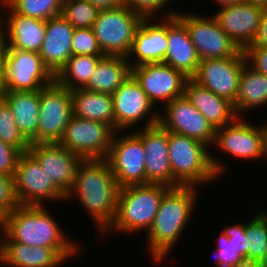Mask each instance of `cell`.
Segmentation results:
<instances>
[{
    "mask_svg": "<svg viewBox=\"0 0 267 267\" xmlns=\"http://www.w3.org/2000/svg\"><path fill=\"white\" fill-rule=\"evenodd\" d=\"M46 206L18 205L5 216L4 233L15 242L55 249L65 260L79 254L78 242L63 232Z\"/></svg>",
    "mask_w": 267,
    "mask_h": 267,
    "instance_id": "7a4b0ae2",
    "label": "cell"
},
{
    "mask_svg": "<svg viewBox=\"0 0 267 267\" xmlns=\"http://www.w3.org/2000/svg\"><path fill=\"white\" fill-rule=\"evenodd\" d=\"M167 39L163 63L192 78L201 60L185 24L176 15L167 17Z\"/></svg>",
    "mask_w": 267,
    "mask_h": 267,
    "instance_id": "603a6c76",
    "label": "cell"
},
{
    "mask_svg": "<svg viewBox=\"0 0 267 267\" xmlns=\"http://www.w3.org/2000/svg\"><path fill=\"white\" fill-rule=\"evenodd\" d=\"M1 1H3L0 3L3 4L2 9H6L4 15H8L5 18L2 15L4 11L0 14V37L6 44V49L39 53L45 39L46 21L21 15L15 12L4 0Z\"/></svg>",
    "mask_w": 267,
    "mask_h": 267,
    "instance_id": "ac0fdd59",
    "label": "cell"
},
{
    "mask_svg": "<svg viewBox=\"0 0 267 267\" xmlns=\"http://www.w3.org/2000/svg\"><path fill=\"white\" fill-rule=\"evenodd\" d=\"M163 107L164 114L159 113L158 123L164 129L213 146L216 130L185 96L176 98Z\"/></svg>",
    "mask_w": 267,
    "mask_h": 267,
    "instance_id": "2e32d148",
    "label": "cell"
},
{
    "mask_svg": "<svg viewBox=\"0 0 267 267\" xmlns=\"http://www.w3.org/2000/svg\"><path fill=\"white\" fill-rule=\"evenodd\" d=\"M0 239V264L8 267H59L66 260L53 248L28 246L12 241L5 233Z\"/></svg>",
    "mask_w": 267,
    "mask_h": 267,
    "instance_id": "d4e9b609",
    "label": "cell"
},
{
    "mask_svg": "<svg viewBox=\"0 0 267 267\" xmlns=\"http://www.w3.org/2000/svg\"><path fill=\"white\" fill-rule=\"evenodd\" d=\"M267 105V76L247 63L239 79L238 94L233 106L238 117L249 110Z\"/></svg>",
    "mask_w": 267,
    "mask_h": 267,
    "instance_id": "f546056e",
    "label": "cell"
},
{
    "mask_svg": "<svg viewBox=\"0 0 267 267\" xmlns=\"http://www.w3.org/2000/svg\"><path fill=\"white\" fill-rule=\"evenodd\" d=\"M263 10L259 5L243 1L221 7L213 17L238 48L244 50L258 35Z\"/></svg>",
    "mask_w": 267,
    "mask_h": 267,
    "instance_id": "d6986e66",
    "label": "cell"
},
{
    "mask_svg": "<svg viewBox=\"0 0 267 267\" xmlns=\"http://www.w3.org/2000/svg\"><path fill=\"white\" fill-rule=\"evenodd\" d=\"M247 263L254 267L267 252V212L260 210L245 223Z\"/></svg>",
    "mask_w": 267,
    "mask_h": 267,
    "instance_id": "1f68e13d",
    "label": "cell"
},
{
    "mask_svg": "<svg viewBox=\"0 0 267 267\" xmlns=\"http://www.w3.org/2000/svg\"><path fill=\"white\" fill-rule=\"evenodd\" d=\"M112 97L115 131H120L119 133L129 131L128 128L132 129V125L139 124V121L141 122L144 118L145 126L143 127L158 123L160 110L157 111L154 108L156 106L150 102L147 94L132 75L112 94Z\"/></svg>",
    "mask_w": 267,
    "mask_h": 267,
    "instance_id": "8fae6325",
    "label": "cell"
},
{
    "mask_svg": "<svg viewBox=\"0 0 267 267\" xmlns=\"http://www.w3.org/2000/svg\"><path fill=\"white\" fill-rule=\"evenodd\" d=\"M254 267H267V252Z\"/></svg>",
    "mask_w": 267,
    "mask_h": 267,
    "instance_id": "681fc988",
    "label": "cell"
},
{
    "mask_svg": "<svg viewBox=\"0 0 267 267\" xmlns=\"http://www.w3.org/2000/svg\"><path fill=\"white\" fill-rule=\"evenodd\" d=\"M7 49L2 37H0V96L5 92V66Z\"/></svg>",
    "mask_w": 267,
    "mask_h": 267,
    "instance_id": "ee69618b",
    "label": "cell"
},
{
    "mask_svg": "<svg viewBox=\"0 0 267 267\" xmlns=\"http://www.w3.org/2000/svg\"><path fill=\"white\" fill-rule=\"evenodd\" d=\"M28 152L66 196L73 186L82 158L58 143H32Z\"/></svg>",
    "mask_w": 267,
    "mask_h": 267,
    "instance_id": "ffe728a7",
    "label": "cell"
},
{
    "mask_svg": "<svg viewBox=\"0 0 267 267\" xmlns=\"http://www.w3.org/2000/svg\"><path fill=\"white\" fill-rule=\"evenodd\" d=\"M176 16L185 24L200 60L234 57L241 51L213 15L206 19L201 15L178 12Z\"/></svg>",
    "mask_w": 267,
    "mask_h": 267,
    "instance_id": "7c38bea8",
    "label": "cell"
},
{
    "mask_svg": "<svg viewBox=\"0 0 267 267\" xmlns=\"http://www.w3.org/2000/svg\"><path fill=\"white\" fill-rule=\"evenodd\" d=\"M0 233H4L5 231V215L0 211Z\"/></svg>",
    "mask_w": 267,
    "mask_h": 267,
    "instance_id": "f907efd6",
    "label": "cell"
},
{
    "mask_svg": "<svg viewBox=\"0 0 267 267\" xmlns=\"http://www.w3.org/2000/svg\"><path fill=\"white\" fill-rule=\"evenodd\" d=\"M0 140L18 148L22 153L28 152L30 142L18 129L7 102L0 96Z\"/></svg>",
    "mask_w": 267,
    "mask_h": 267,
    "instance_id": "e575fe53",
    "label": "cell"
},
{
    "mask_svg": "<svg viewBox=\"0 0 267 267\" xmlns=\"http://www.w3.org/2000/svg\"><path fill=\"white\" fill-rule=\"evenodd\" d=\"M264 157L267 159V125L264 124V135H263V155L262 158Z\"/></svg>",
    "mask_w": 267,
    "mask_h": 267,
    "instance_id": "bcb514c9",
    "label": "cell"
},
{
    "mask_svg": "<svg viewBox=\"0 0 267 267\" xmlns=\"http://www.w3.org/2000/svg\"><path fill=\"white\" fill-rule=\"evenodd\" d=\"M143 19L125 4L114 9L100 10L92 30L104 56L127 58L136 30Z\"/></svg>",
    "mask_w": 267,
    "mask_h": 267,
    "instance_id": "8992f818",
    "label": "cell"
},
{
    "mask_svg": "<svg viewBox=\"0 0 267 267\" xmlns=\"http://www.w3.org/2000/svg\"><path fill=\"white\" fill-rule=\"evenodd\" d=\"M246 63L243 50L234 57L203 59L192 79L234 104L238 94L240 75Z\"/></svg>",
    "mask_w": 267,
    "mask_h": 267,
    "instance_id": "5bb4252c",
    "label": "cell"
},
{
    "mask_svg": "<svg viewBox=\"0 0 267 267\" xmlns=\"http://www.w3.org/2000/svg\"><path fill=\"white\" fill-rule=\"evenodd\" d=\"M104 56L71 55L66 65L55 76V81L72 91L83 89Z\"/></svg>",
    "mask_w": 267,
    "mask_h": 267,
    "instance_id": "4dcf8cb0",
    "label": "cell"
},
{
    "mask_svg": "<svg viewBox=\"0 0 267 267\" xmlns=\"http://www.w3.org/2000/svg\"><path fill=\"white\" fill-rule=\"evenodd\" d=\"M54 81L38 52L7 49L5 91H38Z\"/></svg>",
    "mask_w": 267,
    "mask_h": 267,
    "instance_id": "4fadbf2b",
    "label": "cell"
},
{
    "mask_svg": "<svg viewBox=\"0 0 267 267\" xmlns=\"http://www.w3.org/2000/svg\"><path fill=\"white\" fill-rule=\"evenodd\" d=\"M267 48V7L264 8L261 16V23L258 35L252 45Z\"/></svg>",
    "mask_w": 267,
    "mask_h": 267,
    "instance_id": "7bdbcfd3",
    "label": "cell"
},
{
    "mask_svg": "<svg viewBox=\"0 0 267 267\" xmlns=\"http://www.w3.org/2000/svg\"><path fill=\"white\" fill-rule=\"evenodd\" d=\"M123 2L132 11L141 15L143 18H154V21L155 18H159L157 15L162 11L165 13L160 16L161 18L162 16L163 18L174 16L178 13L177 10L175 11L173 9H170V11L167 12L165 11V6H167L169 4L168 2H171V0H123Z\"/></svg>",
    "mask_w": 267,
    "mask_h": 267,
    "instance_id": "74e56055",
    "label": "cell"
},
{
    "mask_svg": "<svg viewBox=\"0 0 267 267\" xmlns=\"http://www.w3.org/2000/svg\"><path fill=\"white\" fill-rule=\"evenodd\" d=\"M245 1L252 3L254 5H259L263 8L267 7V0H245Z\"/></svg>",
    "mask_w": 267,
    "mask_h": 267,
    "instance_id": "c3c4849f",
    "label": "cell"
},
{
    "mask_svg": "<svg viewBox=\"0 0 267 267\" xmlns=\"http://www.w3.org/2000/svg\"><path fill=\"white\" fill-rule=\"evenodd\" d=\"M73 115L110 125L115 130L113 97L86 89L71 91Z\"/></svg>",
    "mask_w": 267,
    "mask_h": 267,
    "instance_id": "83f0119b",
    "label": "cell"
},
{
    "mask_svg": "<svg viewBox=\"0 0 267 267\" xmlns=\"http://www.w3.org/2000/svg\"><path fill=\"white\" fill-rule=\"evenodd\" d=\"M74 27L61 16L46 21L45 39L40 48V56L45 66L56 76L72 55Z\"/></svg>",
    "mask_w": 267,
    "mask_h": 267,
    "instance_id": "cb8c5ba5",
    "label": "cell"
},
{
    "mask_svg": "<svg viewBox=\"0 0 267 267\" xmlns=\"http://www.w3.org/2000/svg\"><path fill=\"white\" fill-rule=\"evenodd\" d=\"M221 7L243 2L245 0H215Z\"/></svg>",
    "mask_w": 267,
    "mask_h": 267,
    "instance_id": "7dc6e473",
    "label": "cell"
},
{
    "mask_svg": "<svg viewBox=\"0 0 267 267\" xmlns=\"http://www.w3.org/2000/svg\"><path fill=\"white\" fill-rule=\"evenodd\" d=\"M237 117L232 123L216 129L212 147L229 156L246 160L261 159L263 155L264 123L256 127Z\"/></svg>",
    "mask_w": 267,
    "mask_h": 267,
    "instance_id": "e0dca14e",
    "label": "cell"
},
{
    "mask_svg": "<svg viewBox=\"0 0 267 267\" xmlns=\"http://www.w3.org/2000/svg\"><path fill=\"white\" fill-rule=\"evenodd\" d=\"M153 19L144 18L136 30L131 50L127 56L131 67L163 63L164 61L168 47L167 17L159 19L162 22H158V19L157 22H153ZM132 56L135 58L134 62L130 59Z\"/></svg>",
    "mask_w": 267,
    "mask_h": 267,
    "instance_id": "7402d4cb",
    "label": "cell"
},
{
    "mask_svg": "<svg viewBox=\"0 0 267 267\" xmlns=\"http://www.w3.org/2000/svg\"><path fill=\"white\" fill-rule=\"evenodd\" d=\"M115 132L106 161L118 186L147 184L145 150L141 136L134 130L117 136ZM117 136V137H116ZM121 137V138H120Z\"/></svg>",
    "mask_w": 267,
    "mask_h": 267,
    "instance_id": "ba28073f",
    "label": "cell"
},
{
    "mask_svg": "<svg viewBox=\"0 0 267 267\" xmlns=\"http://www.w3.org/2000/svg\"><path fill=\"white\" fill-rule=\"evenodd\" d=\"M243 52L247 64L257 72L267 76V48L248 46Z\"/></svg>",
    "mask_w": 267,
    "mask_h": 267,
    "instance_id": "60d3db41",
    "label": "cell"
},
{
    "mask_svg": "<svg viewBox=\"0 0 267 267\" xmlns=\"http://www.w3.org/2000/svg\"><path fill=\"white\" fill-rule=\"evenodd\" d=\"M15 12L47 21L60 16L63 0H4Z\"/></svg>",
    "mask_w": 267,
    "mask_h": 267,
    "instance_id": "d6a6232c",
    "label": "cell"
},
{
    "mask_svg": "<svg viewBox=\"0 0 267 267\" xmlns=\"http://www.w3.org/2000/svg\"><path fill=\"white\" fill-rule=\"evenodd\" d=\"M170 187L163 184H139L121 187L118 193L116 215L102 234L118 231L127 234L151 228L161 199ZM109 231V232H108ZM129 232V233H128Z\"/></svg>",
    "mask_w": 267,
    "mask_h": 267,
    "instance_id": "5b68a950",
    "label": "cell"
},
{
    "mask_svg": "<svg viewBox=\"0 0 267 267\" xmlns=\"http://www.w3.org/2000/svg\"><path fill=\"white\" fill-rule=\"evenodd\" d=\"M21 154L18 148L0 140V173L13 177Z\"/></svg>",
    "mask_w": 267,
    "mask_h": 267,
    "instance_id": "f35d334b",
    "label": "cell"
},
{
    "mask_svg": "<svg viewBox=\"0 0 267 267\" xmlns=\"http://www.w3.org/2000/svg\"><path fill=\"white\" fill-rule=\"evenodd\" d=\"M115 132L106 123L73 115L58 144L82 159H103L108 155Z\"/></svg>",
    "mask_w": 267,
    "mask_h": 267,
    "instance_id": "30bf717a",
    "label": "cell"
},
{
    "mask_svg": "<svg viewBox=\"0 0 267 267\" xmlns=\"http://www.w3.org/2000/svg\"><path fill=\"white\" fill-rule=\"evenodd\" d=\"M1 97L7 102L14 120L23 136L32 143H37V128L40 109V90L5 91Z\"/></svg>",
    "mask_w": 267,
    "mask_h": 267,
    "instance_id": "4316f807",
    "label": "cell"
},
{
    "mask_svg": "<svg viewBox=\"0 0 267 267\" xmlns=\"http://www.w3.org/2000/svg\"><path fill=\"white\" fill-rule=\"evenodd\" d=\"M131 75L147 94L155 106L158 101L164 106L184 96L185 85L189 77L164 63L143 64L131 67Z\"/></svg>",
    "mask_w": 267,
    "mask_h": 267,
    "instance_id": "9a60e30c",
    "label": "cell"
},
{
    "mask_svg": "<svg viewBox=\"0 0 267 267\" xmlns=\"http://www.w3.org/2000/svg\"><path fill=\"white\" fill-rule=\"evenodd\" d=\"M208 145L182 134L168 131V154L173 187L200 186L217 180L225 164L211 154Z\"/></svg>",
    "mask_w": 267,
    "mask_h": 267,
    "instance_id": "277c9868",
    "label": "cell"
},
{
    "mask_svg": "<svg viewBox=\"0 0 267 267\" xmlns=\"http://www.w3.org/2000/svg\"><path fill=\"white\" fill-rule=\"evenodd\" d=\"M184 96L215 130L232 123L238 117L232 102L214 94L192 78L186 82Z\"/></svg>",
    "mask_w": 267,
    "mask_h": 267,
    "instance_id": "484cf974",
    "label": "cell"
},
{
    "mask_svg": "<svg viewBox=\"0 0 267 267\" xmlns=\"http://www.w3.org/2000/svg\"><path fill=\"white\" fill-rule=\"evenodd\" d=\"M231 242L241 249V255L245 258L247 262V238L245 232V224L237 223L234 226H227L222 230Z\"/></svg>",
    "mask_w": 267,
    "mask_h": 267,
    "instance_id": "b9f144b4",
    "label": "cell"
},
{
    "mask_svg": "<svg viewBox=\"0 0 267 267\" xmlns=\"http://www.w3.org/2000/svg\"><path fill=\"white\" fill-rule=\"evenodd\" d=\"M13 185L18 205L45 206L43 203L50 199L66 200L65 195L55 186L45 169H42L29 152H24L19 157Z\"/></svg>",
    "mask_w": 267,
    "mask_h": 267,
    "instance_id": "52a82bcc",
    "label": "cell"
},
{
    "mask_svg": "<svg viewBox=\"0 0 267 267\" xmlns=\"http://www.w3.org/2000/svg\"><path fill=\"white\" fill-rule=\"evenodd\" d=\"M99 11L88 1L63 0L60 16L74 28H92Z\"/></svg>",
    "mask_w": 267,
    "mask_h": 267,
    "instance_id": "836d02e7",
    "label": "cell"
},
{
    "mask_svg": "<svg viewBox=\"0 0 267 267\" xmlns=\"http://www.w3.org/2000/svg\"><path fill=\"white\" fill-rule=\"evenodd\" d=\"M73 116L71 91L56 81L40 90L37 143H58Z\"/></svg>",
    "mask_w": 267,
    "mask_h": 267,
    "instance_id": "9c48e42d",
    "label": "cell"
},
{
    "mask_svg": "<svg viewBox=\"0 0 267 267\" xmlns=\"http://www.w3.org/2000/svg\"><path fill=\"white\" fill-rule=\"evenodd\" d=\"M88 1L99 10L114 9L124 4L123 0H83Z\"/></svg>",
    "mask_w": 267,
    "mask_h": 267,
    "instance_id": "f6af8a7d",
    "label": "cell"
},
{
    "mask_svg": "<svg viewBox=\"0 0 267 267\" xmlns=\"http://www.w3.org/2000/svg\"><path fill=\"white\" fill-rule=\"evenodd\" d=\"M142 138L145 150L147 184L173 187V174L168 154V131L159 123L135 130Z\"/></svg>",
    "mask_w": 267,
    "mask_h": 267,
    "instance_id": "44dd1931",
    "label": "cell"
},
{
    "mask_svg": "<svg viewBox=\"0 0 267 267\" xmlns=\"http://www.w3.org/2000/svg\"><path fill=\"white\" fill-rule=\"evenodd\" d=\"M17 206L13 177L0 173V211L6 216Z\"/></svg>",
    "mask_w": 267,
    "mask_h": 267,
    "instance_id": "ab89813d",
    "label": "cell"
},
{
    "mask_svg": "<svg viewBox=\"0 0 267 267\" xmlns=\"http://www.w3.org/2000/svg\"><path fill=\"white\" fill-rule=\"evenodd\" d=\"M119 189L105 158L82 159L65 198L78 197L102 235L115 218Z\"/></svg>",
    "mask_w": 267,
    "mask_h": 267,
    "instance_id": "6da1fadb",
    "label": "cell"
},
{
    "mask_svg": "<svg viewBox=\"0 0 267 267\" xmlns=\"http://www.w3.org/2000/svg\"><path fill=\"white\" fill-rule=\"evenodd\" d=\"M131 76L126 57L104 56L83 89L112 95Z\"/></svg>",
    "mask_w": 267,
    "mask_h": 267,
    "instance_id": "f1b7e54d",
    "label": "cell"
},
{
    "mask_svg": "<svg viewBox=\"0 0 267 267\" xmlns=\"http://www.w3.org/2000/svg\"><path fill=\"white\" fill-rule=\"evenodd\" d=\"M215 240L217 247L214 249V262L218 263L219 267H250L241 255V249L234 245L223 231Z\"/></svg>",
    "mask_w": 267,
    "mask_h": 267,
    "instance_id": "d590c367",
    "label": "cell"
},
{
    "mask_svg": "<svg viewBox=\"0 0 267 267\" xmlns=\"http://www.w3.org/2000/svg\"><path fill=\"white\" fill-rule=\"evenodd\" d=\"M72 55L104 56L92 28H75L72 36Z\"/></svg>",
    "mask_w": 267,
    "mask_h": 267,
    "instance_id": "8d00e7d4",
    "label": "cell"
},
{
    "mask_svg": "<svg viewBox=\"0 0 267 267\" xmlns=\"http://www.w3.org/2000/svg\"><path fill=\"white\" fill-rule=\"evenodd\" d=\"M197 187H170L161 199L153 224L147 233L150 257L162 263L180 240L187 222L194 213L197 202Z\"/></svg>",
    "mask_w": 267,
    "mask_h": 267,
    "instance_id": "3957f363",
    "label": "cell"
}]
</instances>
